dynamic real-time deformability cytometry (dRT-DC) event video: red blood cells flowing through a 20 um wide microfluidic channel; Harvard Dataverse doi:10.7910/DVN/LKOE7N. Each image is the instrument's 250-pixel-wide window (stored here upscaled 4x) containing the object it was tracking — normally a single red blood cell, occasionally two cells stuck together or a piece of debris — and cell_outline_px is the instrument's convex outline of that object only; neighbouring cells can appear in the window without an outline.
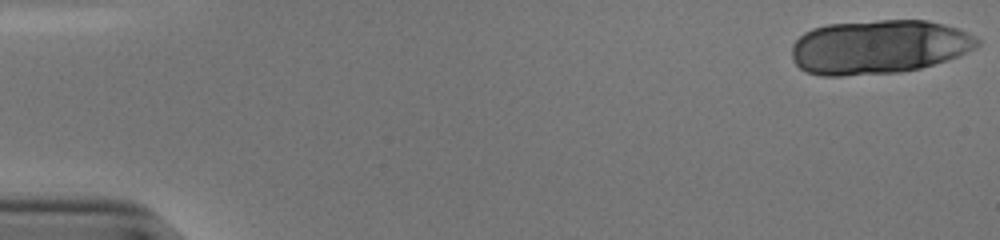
{"species": "human", "species_latin": "Homo sapiens", "temperature_condition": "cold", "stored_images_in_passage": 19, "camera_frame_rate_fps": 3000, "um_per_image_px": 0.085, "donor": {"sex": "male"}, "frame": {"image": 1, "passage_image": 1, "time_ms": 0.0, "image_size_px": [1000, 240], "cell_outline_px": [[980, 44], [976, 48], [960, 56], [920, 68], [900, 72], [840, 76], [820, 76], [804, 72], [792, 60], [792, 44], [804, 32], [812, 28], [828, 24], [876, 20], [928, 20], [944, 24], [968, 32], [976, 36], [980, 40]], "centroid_in_image_um": [74.69, 3.99], "position_along_channel_um": 10.3, "area_um2": 59.07}}